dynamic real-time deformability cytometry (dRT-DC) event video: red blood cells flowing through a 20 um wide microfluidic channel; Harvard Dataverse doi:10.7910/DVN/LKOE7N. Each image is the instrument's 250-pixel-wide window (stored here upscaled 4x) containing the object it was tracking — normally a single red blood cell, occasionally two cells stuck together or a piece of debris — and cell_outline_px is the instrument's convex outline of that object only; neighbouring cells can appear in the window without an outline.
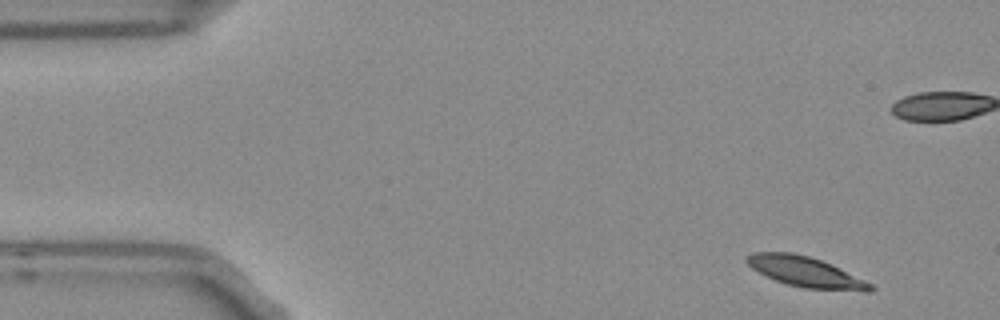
{"species": "Egyptian fruit bat (a non-hibernating species)", "species_latin": "Rousettus aegyptiacus", "temperature_condition": "room temperature", "stored_images_in_passage": 4, "camera_frame_rate_fps": 3000, "um_per_image_px": 0.085, "frame": {"image": 1, "passage_image": 1, "time_ms": 0.0, "image_size_px": [1000, 320], "cell_outline_px": [[876, 288], [872, 292], [868, 292], [804, 288], [788, 284], [764, 276], [752, 268], [744, 260], [752, 252], [792, 252], [808, 256], [820, 260], [864, 280], [872, 284]], "centroid_in_image_um": [68.46, 23.12], "position_along_channel_um": 16.5, "area_um2": 21.62}}